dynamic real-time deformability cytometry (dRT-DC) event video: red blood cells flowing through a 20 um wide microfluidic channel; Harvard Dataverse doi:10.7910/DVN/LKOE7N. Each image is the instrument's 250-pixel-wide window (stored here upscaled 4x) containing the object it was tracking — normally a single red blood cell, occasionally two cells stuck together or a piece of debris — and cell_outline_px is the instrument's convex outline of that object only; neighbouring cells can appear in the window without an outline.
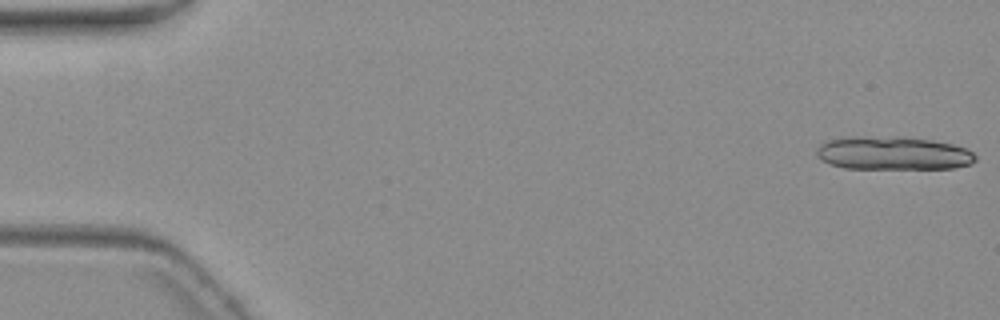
{"species": "common noctule bat (a hibernating species)", "species_latin": "Nyctalus noctula", "temperature_condition": "warm", "stored_images_in_passage": 9, "camera_frame_rate_fps": 3000, "um_per_image_px": 0.085, "animal": {"sex": "female", "body_mass_g": 19.3, "forearm_length_mm": 54.1}, "frame": {"image": 1, "passage_image": 1, "time_ms": 0.0, "image_size_px": [1000, 320], "cell_outline_px": [[976, 160], [972, 164], [952, 168], [844, 168], [820, 160], [816, 152], [816, 148], [820, 144], [828, 140], [844, 136], [904, 136], [932, 140], [952, 144], [964, 148], [972, 152], [976, 156]], "centroid_in_image_um": [75.88, 13.0], "position_along_channel_um": 9.1, "area_um2": 31.15}}
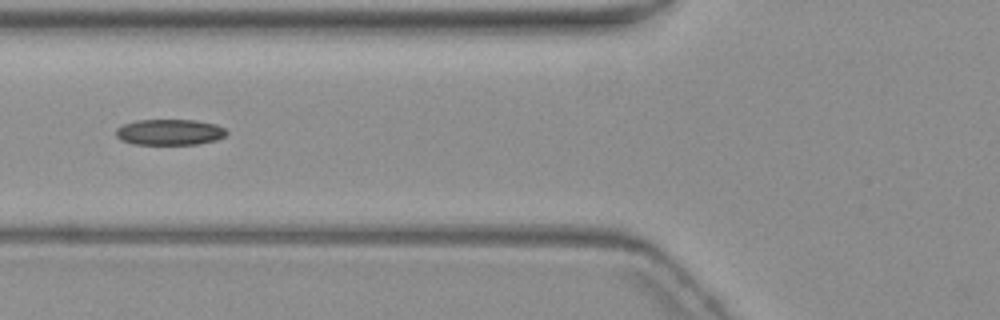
{"frame": {"image": 2, "passage_image": 7, "time_ms": 7.333, "image_size_px": [1000, 320], "cell_outline_px": [[228, 132], [224, 136], [216, 140], [200, 144], [132, 144], [120, 140], [116, 136], [116, 128], [124, 124], [136, 120], [196, 120], [216, 124], [224, 128]], "centroid_in_image_um": [14.41, 11.23], "position_along_channel_um": 111.4, "area_um2": 16.76}}
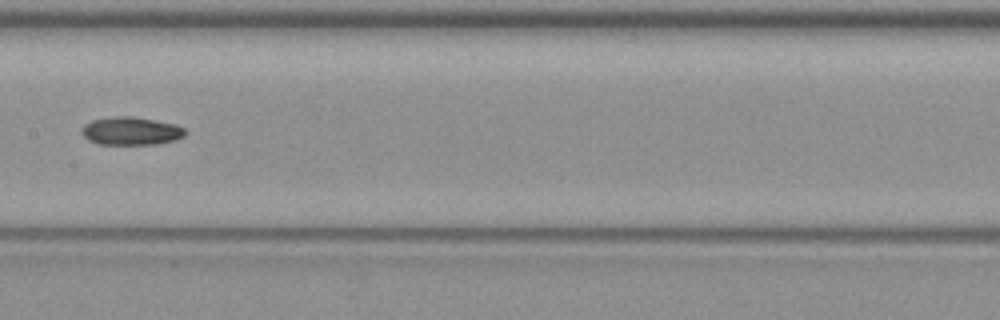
{"frame": {"image": 3, "passage_image": 9, "time_ms": 9.667, "image_size_px": [1000, 320], "cell_outline_px": [[188, 132], [184, 136], [176, 140], [156, 144], [96, 144], [88, 140], [80, 132], [80, 128], [84, 124], [92, 120], [112, 116], [132, 116], [156, 120], [176, 124], [184, 128]], "centroid_in_image_um": [11.13, 11.13], "position_along_channel_um": 196.3, "area_um2": 17.22}}